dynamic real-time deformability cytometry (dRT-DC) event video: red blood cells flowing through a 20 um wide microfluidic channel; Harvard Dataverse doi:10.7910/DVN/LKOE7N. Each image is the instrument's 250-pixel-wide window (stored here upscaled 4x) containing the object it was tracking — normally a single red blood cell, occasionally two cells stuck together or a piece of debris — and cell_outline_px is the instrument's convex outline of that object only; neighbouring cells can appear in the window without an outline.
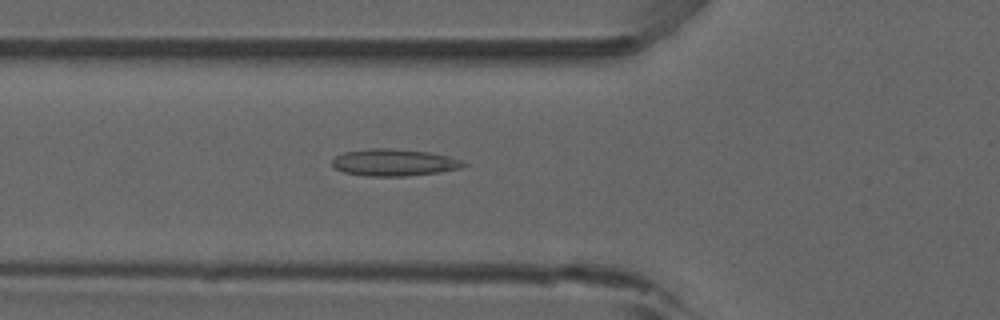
{"species": "common noctule bat (a hibernating species)", "species_latin": "Nyctalus noctula", "temperature_condition": "room temperature", "stored_images_in_passage": 49, "camera_frame_rate_fps": 3000, "um_per_image_px": 0.085, "animal": {"sex": "male", "forearm_length_mm": 52.5}, "frame": {"image": 1, "passage_image": 15, "time_ms": 4.667, "image_size_px": [1000, 320], "cell_outline_px": [[468, 164], [460, 168], [440, 172], [408, 176], [368, 176], [344, 172], [336, 168], [332, 164], [332, 160], [336, 156], [344, 152], [372, 148], [388, 148], [428, 152], [448, 156], [460, 160]], "centroid_in_image_um": [33.5, 13.81], "position_along_channel_um": 92.3, "area_um2": 20.46}, "authors_computed_cell_mechanics": {"area_um2": 18.785, "velocity_mm_per_s": 3.9207, "shape_relaxation_time_tau1_ms": null, "shape_relaxation_time_tau2_ms": 3.674, "deformation_change_tau1": null, "deformation_change_tau2": 0.1555}}